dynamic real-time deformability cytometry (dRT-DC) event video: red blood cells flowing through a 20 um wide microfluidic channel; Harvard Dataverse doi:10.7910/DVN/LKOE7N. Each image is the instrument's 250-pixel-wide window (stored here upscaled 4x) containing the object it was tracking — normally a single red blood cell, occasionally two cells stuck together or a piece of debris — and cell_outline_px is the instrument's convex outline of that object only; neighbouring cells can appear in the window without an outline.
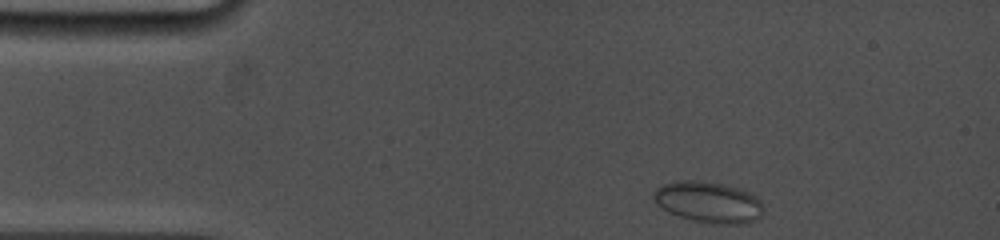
{"species": "common noctule bat (a hibernating species)", "species_latin": "Nyctalus noctula", "temperature_condition": "cold", "stored_images_in_passage": 68, "camera_frame_rate_fps": 5000, "um_per_image_px": 0.085, "animal": {"sex": "female", "body_mass_g": 19.0, "forearm_length_mm": 53.3}, "frame": {"image": 1, "passage_image": 1, "time_ms": 0.0, "image_size_px": [1000, 240], "cell_outline_px": [[764, 212], [756, 220], [744, 224], [716, 224], [692, 220], [668, 212], [652, 196], [656, 188], [660, 184], [676, 180], [700, 180], [724, 184], [740, 188], [756, 196], [760, 200], [764, 208]], "centroid_in_image_um": [60.25, 17.17], "position_along_channel_um": 24.7, "area_um2": 26.53}}
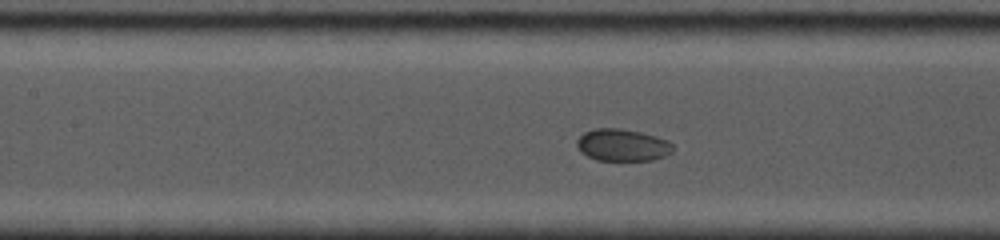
{"frame": {"image": 2, "passage_image": 26, "time_ms": 5.0, "image_size_px": [1000, 240], "cell_outline_px": [[672, 152], [664, 156], [652, 160], [596, 160], [580, 152], [576, 144], [576, 140], [584, 132], [596, 128], [620, 128], [640, 132], [656, 136], [668, 140], [672, 144]], "centroid_in_image_um": [52.89, 12.32], "position_along_channel_um": 154.5, "area_um2": 17.98}}
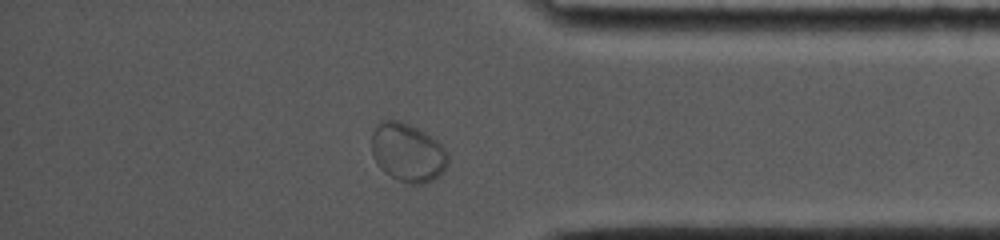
{"frame": {"image": 3, "passage_image": 60, "time_ms": 11.6, "image_size_px": [1000, 240], "cell_outline_px": [[448, 164], [444, 172], [440, 176], [424, 184], [408, 184], [384, 172], [380, 168], [372, 156], [372, 132], [376, 124], [380, 120], [400, 120], [424, 132], [436, 140], [448, 152]], "centroid_in_image_um": [34.65, 12.97], "position_along_channel_um": 400.5, "area_um2": 26.24}}